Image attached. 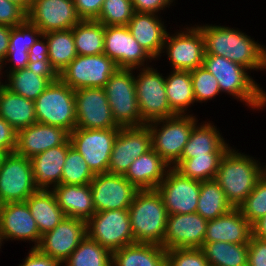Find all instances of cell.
<instances>
[{"mask_svg": "<svg viewBox=\"0 0 266 266\" xmlns=\"http://www.w3.org/2000/svg\"><path fill=\"white\" fill-rule=\"evenodd\" d=\"M195 102H206L220 94L217 79L204 67L190 71Z\"/></svg>", "mask_w": 266, "mask_h": 266, "instance_id": "obj_45", "label": "cell"}, {"mask_svg": "<svg viewBox=\"0 0 266 266\" xmlns=\"http://www.w3.org/2000/svg\"><path fill=\"white\" fill-rule=\"evenodd\" d=\"M27 255L19 266H62L58 260L43 254L38 248H31Z\"/></svg>", "mask_w": 266, "mask_h": 266, "instance_id": "obj_51", "label": "cell"}, {"mask_svg": "<svg viewBox=\"0 0 266 266\" xmlns=\"http://www.w3.org/2000/svg\"><path fill=\"white\" fill-rule=\"evenodd\" d=\"M41 36L40 29L28 20L24 24L11 27L8 52L2 64V69L6 67L7 62L13 63L9 67V72L27 68L29 63L28 50Z\"/></svg>", "mask_w": 266, "mask_h": 266, "instance_id": "obj_32", "label": "cell"}, {"mask_svg": "<svg viewBox=\"0 0 266 266\" xmlns=\"http://www.w3.org/2000/svg\"><path fill=\"white\" fill-rule=\"evenodd\" d=\"M135 76V91L143 121H151L175 116L171 110L165 88V77L152 66L139 68Z\"/></svg>", "mask_w": 266, "mask_h": 266, "instance_id": "obj_8", "label": "cell"}, {"mask_svg": "<svg viewBox=\"0 0 266 266\" xmlns=\"http://www.w3.org/2000/svg\"><path fill=\"white\" fill-rule=\"evenodd\" d=\"M128 212L134 241L162 246L168 212L160 193L156 189L138 190Z\"/></svg>", "mask_w": 266, "mask_h": 266, "instance_id": "obj_4", "label": "cell"}, {"mask_svg": "<svg viewBox=\"0 0 266 266\" xmlns=\"http://www.w3.org/2000/svg\"><path fill=\"white\" fill-rule=\"evenodd\" d=\"M86 235L85 220L65 216L51 231L42 235L37 248L63 265Z\"/></svg>", "mask_w": 266, "mask_h": 266, "instance_id": "obj_19", "label": "cell"}, {"mask_svg": "<svg viewBox=\"0 0 266 266\" xmlns=\"http://www.w3.org/2000/svg\"><path fill=\"white\" fill-rule=\"evenodd\" d=\"M1 71H2V65L0 64V74H1L0 75V87L3 85L2 81H1L2 80L1 77H3Z\"/></svg>", "mask_w": 266, "mask_h": 266, "instance_id": "obj_59", "label": "cell"}, {"mask_svg": "<svg viewBox=\"0 0 266 266\" xmlns=\"http://www.w3.org/2000/svg\"><path fill=\"white\" fill-rule=\"evenodd\" d=\"M252 236L266 239V214L252 224Z\"/></svg>", "mask_w": 266, "mask_h": 266, "instance_id": "obj_56", "label": "cell"}, {"mask_svg": "<svg viewBox=\"0 0 266 266\" xmlns=\"http://www.w3.org/2000/svg\"><path fill=\"white\" fill-rule=\"evenodd\" d=\"M42 38V39H41ZM41 39V40H40ZM48 59V44L46 38L42 35L28 50V61L36 62Z\"/></svg>", "mask_w": 266, "mask_h": 266, "instance_id": "obj_54", "label": "cell"}, {"mask_svg": "<svg viewBox=\"0 0 266 266\" xmlns=\"http://www.w3.org/2000/svg\"><path fill=\"white\" fill-rule=\"evenodd\" d=\"M205 53L223 56L248 70H266V47L242 31L219 25H198Z\"/></svg>", "mask_w": 266, "mask_h": 266, "instance_id": "obj_1", "label": "cell"}, {"mask_svg": "<svg viewBox=\"0 0 266 266\" xmlns=\"http://www.w3.org/2000/svg\"><path fill=\"white\" fill-rule=\"evenodd\" d=\"M6 76L8 83L5 81L3 85L8 90L32 101H35L51 84V81L48 78L36 75L28 68L13 72L7 71Z\"/></svg>", "mask_w": 266, "mask_h": 266, "instance_id": "obj_39", "label": "cell"}, {"mask_svg": "<svg viewBox=\"0 0 266 266\" xmlns=\"http://www.w3.org/2000/svg\"><path fill=\"white\" fill-rule=\"evenodd\" d=\"M207 223L208 221L198 213L168 215L162 247L165 250L201 248Z\"/></svg>", "mask_w": 266, "mask_h": 266, "instance_id": "obj_21", "label": "cell"}, {"mask_svg": "<svg viewBox=\"0 0 266 266\" xmlns=\"http://www.w3.org/2000/svg\"><path fill=\"white\" fill-rule=\"evenodd\" d=\"M165 52L173 70L192 71L203 66L205 47L200 29L194 25L173 35L167 32L162 53Z\"/></svg>", "mask_w": 266, "mask_h": 266, "instance_id": "obj_13", "label": "cell"}, {"mask_svg": "<svg viewBox=\"0 0 266 266\" xmlns=\"http://www.w3.org/2000/svg\"><path fill=\"white\" fill-rule=\"evenodd\" d=\"M0 116L16 131L37 123L34 101L8 90L4 85L0 87Z\"/></svg>", "mask_w": 266, "mask_h": 266, "instance_id": "obj_31", "label": "cell"}, {"mask_svg": "<svg viewBox=\"0 0 266 266\" xmlns=\"http://www.w3.org/2000/svg\"><path fill=\"white\" fill-rule=\"evenodd\" d=\"M193 114L158 119L147 123L152 149L172 168L181 158L184 146L198 120ZM160 125V126H159ZM159 126V127H158Z\"/></svg>", "mask_w": 266, "mask_h": 266, "instance_id": "obj_5", "label": "cell"}, {"mask_svg": "<svg viewBox=\"0 0 266 266\" xmlns=\"http://www.w3.org/2000/svg\"><path fill=\"white\" fill-rule=\"evenodd\" d=\"M201 181L182 176L170 168L156 190L162 196L168 215L196 213Z\"/></svg>", "mask_w": 266, "mask_h": 266, "instance_id": "obj_17", "label": "cell"}, {"mask_svg": "<svg viewBox=\"0 0 266 266\" xmlns=\"http://www.w3.org/2000/svg\"><path fill=\"white\" fill-rule=\"evenodd\" d=\"M42 35L48 44V59L60 73L77 56L72 28Z\"/></svg>", "mask_w": 266, "mask_h": 266, "instance_id": "obj_38", "label": "cell"}, {"mask_svg": "<svg viewBox=\"0 0 266 266\" xmlns=\"http://www.w3.org/2000/svg\"><path fill=\"white\" fill-rule=\"evenodd\" d=\"M209 122V123H208ZM196 124L184 146L181 158L172 167L176 168L183 160L208 153H226L230 146L225 142L217 127L210 121ZM200 125V126H199Z\"/></svg>", "mask_w": 266, "mask_h": 266, "instance_id": "obj_29", "label": "cell"}, {"mask_svg": "<svg viewBox=\"0 0 266 266\" xmlns=\"http://www.w3.org/2000/svg\"><path fill=\"white\" fill-rule=\"evenodd\" d=\"M104 0H74L75 9L81 20H96Z\"/></svg>", "mask_w": 266, "mask_h": 266, "instance_id": "obj_49", "label": "cell"}, {"mask_svg": "<svg viewBox=\"0 0 266 266\" xmlns=\"http://www.w3.org/2000/svg\"><path fill=\"white\" fill-rule=\"evenodd\" d=\"M25 202L37 223L41 236L51 231L65 217L52 190H37Z\"/></svg>", "mask_w": 266, "mask_h": 266, "instance_id": "obj_33", "label": "cell"}, {"mask_svg": "<svg viewBox=\"0 0 266 266\" xmlns=\"http://www.w3.org/2000/svg\"><path fill=\"white\" fill-rule=\"evenodd\" d=\"M118 69L104 53L77 55L60 73L59 78L74 91L81 88H103Z\"/></svg>", "mask_w": 266, "mask_h": 266, "instance_id": "obj_10", "label": "cell"}, {"mask_svg": "<svg viewBox=\"0 0 266 266\" xmlns=\"http://www.w3.org/2000/svg\"><path fill=\"white\" fill-rule=\"evenodd\" d=\"M263 167H264V174L266 175V165H264Z\"/></svg>", "mask_w": 266, "mask_h": 266, "instance_id": "obj_61", "label": "cell"}, {"mask_svg": "<svg viewBox=\"0 0 266 266\" xmlns=\"http://www.w3.org/2000/svg\"><path fill=\"white\" fill-rule=\"evenodd\" d=\"M119 130L75 128L70 133L71 146L82 155L95 175L107 173L114 140Z\"/></svg>", "mask_w": 266, "mask_h": 266, "instance_id": "obj_11", "label": "cell"}, {"mask_svg": "<svg viewBox=\"0 0 266 266\" xmlns=\"http://www.w3.org/2000/svg\"><path fill=\"white\" fill-rule=\"evenodd\" d=\"M70 146L71 143L68 140L65 144L50 148L30 158L34 185L37 190H52L61 184L63 166Z\"/></svg>", "mask_w": 266, "mask_h": 266, "instance_id": "obj_25", "label": "cell"}, {"mask_svg": "<svg viewBox=\"0 0 266 266\" xmlns=\"http://www.w3.org/2000/svg\"><path fill=\"white\" fill-rule=\"evenodd\" d=\"M27 21V11L9 0H0V24L10 27L24 24Z\"/></svg>", "mask_w": 266, "mask_h": 266, "instance_id": "obj_47", "label": "cell"}, {"mask_svg": "<svg viewBox=\"0 0 266 266\" xmlns=\"http://www.w3.org/2000/svg\"><path fill=\"white\" fill-rule=\"evenodd\" d=\"M148 125L121 127L114 140L107 173L125 175L140 155L152 148Z\"/></svg>", "mask_w": 266, "mask_h": 266, "instance_id": "obj_15", "label": "cell"}, {"mask_svg": "<svg viewBox=\"0 0 266 266\" xmlns=\"http://www.w3.org/2000/svg\"><path fill=\"white\" fill-rule=\"evenodd\" d=\"M76 128L120 129L103 88L75 90Z\"/></svg>", "mask_w": 266, "mask_h": 266, "instance_id": "obj_16", "label": "cell"}, {"mask_svg": "<svg viewBox=\"0 0 266 266\" xmlns=\"http://www.w3.org/2000/svg\"><path fill=\"white\" fill-rule=\"evenodd\" d=\"M133 70L118 68L103 87L113 118L120 127L146 125L138 107Z\"/></svg>", "mask_w": 266, "mask_h": 266, "instance_id": "obj_7", "label": "cell"}, {"mask_svg": "<svg viewBox=\"0 0 266 266\" xmlns=\"http://www.w3.org/2000/svg\"><path fill=\"white\" fill-rule=\"evenodd\" d=\"M10 34H11V27L0 24V64L1 65L4 63V60L6 59L7 56Z\"/></svg>", "mask_w": 266, "mask_h": 266, "instance_id": "obj_55", "label": "cell"}, {"mask_svg": "<svg viewBox=\"0 0 266 266\" xmlns=\"http://www.w3.org/2000/svg\"><path fill=\"white\" fill-rule=\"evenodd\" d=\"M170 168L151 148L134 160L124 177L138 190L156 189Z\"/></svg>", "mask_w": 266, "mask_h": 266, "instance_id": "obj_27", "label": "cell"}, {"mask_svg": "<svg viewBox=\"0 0 266 266\" xmlns=\"http://www.w3.org/2000/svg\"><path fill=\"white\" fill-rule=\"evenodd\" d=\"M77 55L104 53L105 26L96 20H80L73 28Z\"/></svg>", "mask_w": 266, "mask_h": 266, "instance_id": "obj_35", "label": "cell"}, {"mask_svg": "<svg viewBox=\"0 0 266 266\" xmlns=\"http://www.w3.org/2000/svg\"><path fill=\"white\" fill-rule=\"evenodd\" d=\"M252 236V225L239 208H232L216 219L208 220L204 243L227 242L248 244Z\"/></svg>", "mask_w": 266, "mask_h": 266, "instance_id": "obj_24", "label": "cell"}, {"mask_svg": "<svg viewBox=\"0 0 266 266\" xmlns=\"http://www.w3.org/2000/svg\"><path fill=\"white\" fill-rule=\"evenodd\" d=\"M174 0H132L135 12L157 14L169 7ZM169 5V6H168Z\"/></svg>", "mask_w": 266, "mask_h": 266, "instance_id": "obj_52", "label": "cell"}, {"mask_svg": "<svg viewBox=\"0 0 266 266\" xmlns=\"http://www.w3.org/2000/svg\"><path fill=\"white\" fill-rule=\"evenodd\" d=\"M112 266H167L166 250L150 243L126 245L112 252Z\"/></svg>", "mask_w": 266, "mask_h": 266, "instance_id": "obj_30", "label": "cell"}, {"mask_svg": "<svg viewBox=\"0 0 266 266\" xmlns=\"http://www.w3.org/2000/svg\"><path fill=\"white\" fill-rule=\"evenodd\" d=\"M247 266H266V239L251 236L248 243Z\"/></svg>", "mask_w": 266, "mask_h": 266, "instance_id": "obj_48", "label": "cell"}, {"mask_svg": "<svg viewBox=\"0 0 266 266\" xmlns=\"http://www.w3.org/2000/svg\"><path fill=\"white\" fill-rule=\"evenodd\" d=\"M87 235L111 252L136 243L128 209L95 212L86 222Z\"/></svg>", "mask_w": 266, "mask_h": 266, "instance_id": "obj_9", "label": "cell"}, {"mask_svg": "<svg viewBox=\"0 0 266 266\" xmlns=\"http://www.w3.org/2000/svg\"><path fill=\"white\" fill-rule=\"evenodd\" d=\"M17 131L0 116V148L7 153L15 152Z\"/></svg>", "mask_w": 266, "mask_h": 266, "instance_id": "obj_50", "label": "cell"}, {"mask_svg": "<svg viewBox=\"0 0 266 266\" xmlns=\"http://www.w3.org/2000/svg\"><path fill=\"white\" fill-rule=\"evenodd\" d=\"M165 88L171 110L185 115L188 107L195 103L190 71L172 70L165 77Z\"/></svg>", "mask_w": 266, "mask_h": 266, "instance_id": "obj_34", "label": "cell"}, {"mask_svg": "<svg viewBox=\"0 0 266 266\" xmlns=\"http://www.w3.org/2000/svg\"><path fill=\"white\" fill-rule=\"evenodd\" d=\"M63 266H112V252L86 235Z\"/></svg>", "mask_w": 266, "mask_h": 266, "instance_id": "obj_40", "label": "cell"}, {"mask_svg": "<svg viewBox=\"0 0 266 266\" xmlns=\"http://www.w3.org/2000/svg\"><path fill=\"white\" fill-rule=\"evenodd\" d=\"M27 20L44 34L71 29L81 19L77 15L74 0H33Z\"/></svg>", "mask_w": 266, "mask_h": 266, "instance_id": "obj_20", "label": "cell"}, {"mask_svg": "<svg viewBox=\"0 0 266 266\" xmlns=\"http://www.w3.org/2000/svg\"><path fill=\"white\" fill-rule=\"evenodd\" d=\"M203 66L217 79L223 93L245 102L253 109L263 110L266 106V92L248 75L247 68L223 56L205 53Z\"/></svg>", "mask_w": 266, "mask_h": 266, "instance_id": "obj_3", "label": "cell"}, {"mask_svg": "<svg viewBox=\"0 0 266 266\" xmlns=\"http://www.w3.org/2000/svg\"><path fill=\"white\" fill-rule=\"evenodd\" d=\"M69 135L64 128L34 123L17 131L15 152L32 158L50 148L65 144L69 140Z\"/></svg>", "mask_w": 266, "mask_h": 266, "instance_id": "obj_23", "label": "cell"}, {"mask_svg": "<svg viewBox=\"0 0 266 266\" xmlns=\"http://www.w3.org/2000/svg\"><path fill=\"white\" fill-rule=\"evenodd\" d=\"M95 212L129 209L138 189L124 175L96 174L90 183Z\"/></svg>", "mask_w": 266, "mask_h": 266, "instance_id": "obj_18", "label": "cell"}, {"mask_svg": "<svg viewBox=\"0 0 266 266\" xmlns=\"http://www.w3.org/2000/svg\"><path fill=\"white\" fill-rule=\"evenodd\" d=\"M104 54L118 68L125 69L148 67V59L154 60L132 36L127 25L105 26Z\"/></svg>", "mask_w": 266, "mask_h": 266, "instance_id": "obj_14", "label": "cell"}, {"mask_svg": "<svg viewBox=\"0 0 266 266\" xmlns=\"http://www.w3.org/2000/svg\"><path fill=\"white\" fill-rule=\"evenodd\" d=\"M225 153H208L183 160L175 170L182 176L206 181L215 179L219 163Z\"/></svg>", "mask_w": 266, "mask_h": 266, "instance_id": "obj_41", "label": "cell"}, {"mask_svg": "<svg viewBox=\"0 0 266 266\" xmlns=\"http://www.w3.org/2000/svg\"><path fill=\"white\" fill-rule=\"evenodd\" d=\"M23 7L27 12L32 6L33 0H9Z\"/></svg>", "mask_w": 266, "mask_h": 266, "instance_id": "obj_57", "label": "cell"}, {"mask_svg": "<svg viewBox=\"0 0 266 266\" xmlns=\"http://www.w3.org/2000/svg\"><path fill=\"white\" fill-rule=\"evenodd\" d=\"M230 147L221 158L215 180L233 208H238L264 174V167L254 157Z\"/></svg>", "mask_w": 266, "mask_h": 266, "instance_id": "obj_2", "label": "cell"}, {"mask_svg": "<svg viewBox=\"0 0 266 266\" xmlns=\"http://www.w3.org/2000/svg\"><path fill=\"white\" fill-rule=\"evenodd\" d=\"M127 26L132 36L154 60L161 58L167 29L160 16L135 12Z\"/></svg>", "mask_w": 266, "mask_h": 266, "instance_id": "obj_26", "label": "cell"}, {"mask_svg": "<svg viewBox=\"0 0 266 266\" xmlns=\"http://www.w3.org/2000/svg\"><path fill=\"white\" fill-rule=\"evenodd\" d=\"M37 123L64 128L71 133L76 128L75 91L60 78L34 101Z\"/></svg>", "mask_w": 266, "mask_h": 266, "instance_id": "obj_6", "label": "cell"}, {"mask_svg": "<svg viewBox=\"0 0 266 266\" xmlns=\"http://www.w3.org/2000/svg\"><path fill=\"white\" fill-rule=\"evenodd\" d=\"M0 233L4 240L32 241L37 248L41 234L26 202H9L0 205Z\"/></svg>", "mask_w": 266, "mask_h": 266, "instance_id": "obj_22", "label": "cell"}, {"mask_svg": "<svg viewBox=\"0 0 266 266\" xmlns=\"http://www.w3.org/2000/svg\"><path fill=\"white\" fill-rule=\"evenodd\" d=\"M2 243H3V238H2V235L0 233V249H1Z\"/></svg>", "mask_w": 266, "mask_h": 266, "instance_id": "obj_60", "label": "cell"}, {"mask_svg": "<svg viewBox=\"0 0 266 266\" xmlns=\"http://www.w3.org/2000/svg\"><path fill=\"white\" fill-rule=\"evenodd\" d=\"M238 208L251 225L266 214L265 174L259 179L253 191Z\"/></svg>", "mask_w": 266, "mask_h": 266, "instance_id": "obj_44", "label": "cell"}, {"mask_svg": "<svg viewBox=\"0 0 266 266\" xmlns=\"http://www.w3.org/2000/svg\"><path fill=\"white\" fill-rule=\"evenodd\" d=\"M209 266H247L248 244L204 243L200 248Z\"/></svg>", "mask_w": 266, "mask_h": 266, "instance_id": "obj_36", "label": "cell"}, {"mask_svg": "<svg viewBox=\"0 0 266 266\" xmlns=\"http://www.w3.org/2000/svg\"><path fill=\"white\" fill-rule=\"evenodd\" d=\"M54 192L58 206L66 217L85 220L86 222L94 215L95 206L90 184L55 186Z\"/></svg>", "mask_w": 266, "mask_h": 266, "instance_id": "obj_28", "label": "cell"}, {"mask_svg": "<svg viewBox=\"0 0 266 266\" xmlns=\"http://www.w3.org/2000/svg\"><path fill=\"white\" fill-rule=\"evenodd\" d=\"M36 191L30 158L8 153L0 167V205L25 202Z\"/></svg>", "mask_w": 266, "mask_h": 266, "instance_id": "obj_12", "label": "cell"}, {"mask_svg": "<svg viewBox=\"0 0 266 266\" xmlns=\"http://www.w3.org/2000/svg\"><path fill=\"white\" fill-rule=\"evenodd\" d=\"M134 13L132 0H104L96 21L104 26L128 25Z\"/></svg>", "mask_w": 266, "mask_h": 266, "instance_id": "obj_43", "label": "cell"}, {"mask_svg": "<svg viewBox=\"0 0 266 266\" xmlns=\"http://www.w3.org/2000/svg\"><path fill=\"white\" fill-rule=\"evenodd\" d=\"M7 154L8 153L5 150L0 148V167H1V165H2V163H3V161H4V159H5Z\"/></svg>", "mask_w": 266, "mask_h": 266, "instance_id": "obj_58", "label": "cell"}, {"mask_svg": "<svg viewBox=\"0 0 266 266\" xmlns=\"http://www.w3.org/2000/svg\"><path fill=\"white\" fill-rule=\"evenodd\" d=\"M167 266H209L200 248H175L166 250Z\"/></svg>", "mask_w": 266, "mask_h": 266, "instance_id": "obj_46", "label": "cell"}, {"mask_svg": "<svg viewBox=\"0 0 266 266\" xmlns=\"http://www.w3.org/2000/svg\"><path fill=\"white\" fill-rule=\"evenodd\" d=\"M95 174L91 171L82 155L72 146L67 150L61 175V184H90Z\"/></svg>", "mask_w": 266, "mask_h": 266, "instance_id": "obj_42", "label": "cell"}, {"mask_svg": "<svg viewBox=\"0 0 266 266\" xmlns=\"http://www.w3.org/2000/svg\"><path fill=\"white\" fill-rule=\"evenodd\" d=\"M232 208L221 186L215 179L201 181L196 213L208 221L226 214Z\"/></svg>", "mask_w": 266, "mask_h": 266, "instance_id": "obj_37", "label": "cell"}, {"mask_svg": "<svg viewBox=\"0 0 266 266\" xmlns=\"http://www.w3.org/2000/svg\"><path fill=\"white\" fill-rule=\"evenodd\" d=\"M27 68L33 71V73L36 75L48 78L51 82L59 79V73L51 65V62L49 60L29 62Z\"/></svg>", "mask_w": 266, "mask_h": 266, "instance_id": "obj_53", "label": "cell"}]
</instances>
